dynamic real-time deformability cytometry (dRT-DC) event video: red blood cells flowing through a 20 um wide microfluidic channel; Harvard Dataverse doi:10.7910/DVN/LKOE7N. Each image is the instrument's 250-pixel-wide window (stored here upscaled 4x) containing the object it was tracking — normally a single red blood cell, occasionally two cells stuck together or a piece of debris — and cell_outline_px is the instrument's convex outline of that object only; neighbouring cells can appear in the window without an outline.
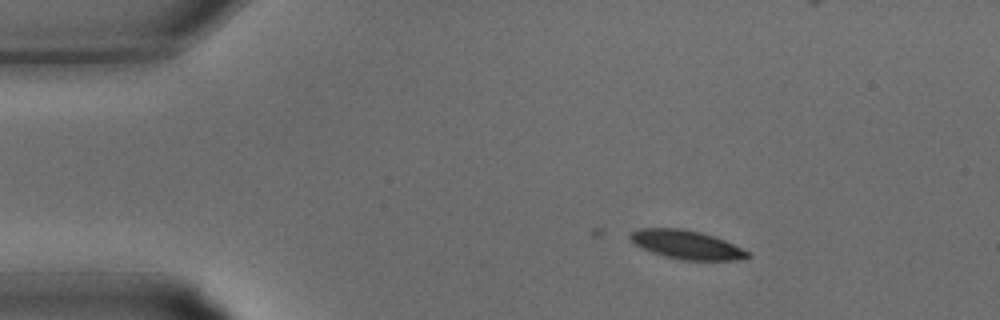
{"species": "common noctule bat (a hibernating species)", "species_latin": "Nyctalus noctula", "temperature_condition": "warm", "stored_images_in_passage": 23, "camera_frame_rate_fps": 3000, "um_per_image_px": 0.085, "animal": {"sex": "male", "body_mass_g": 15.6}, "frame": {"image": 1, "passage_image": 1, "time_ms": 0.0, "image_size_px": [1000, 320], "cell_outline_px": [[752, 256], [736, 260], [684, 260], [664, 256], [652, 252], [636, 244], [628, 236], [632, 232], [640, 228], [684, 228], [700, 232], [724, 240], [748, 252]], "centroid_in_image_um": [58.35, 20.79], "position_along_channel_um": 26.7, "area_um2": 19.31}}
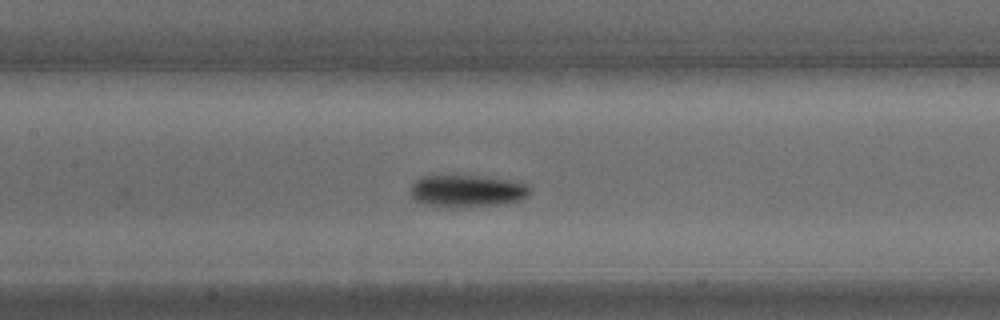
{"frame": {"image": 2, "passage_image": 11, "time_ms": 3.333, "image_size_px": [1000, 320], "cell_outline_px": [[532, 192], [524, 200], [504, 204], [472, 208], [440, 208], [424, 204], [416, 200], [412, 196], [412, 184], [420, 176], [480, 176], [512, 180], [528, 184]], "centroid_in_image_um": [39.77, 16.27], "position_along_channel_um": 167.6, "area_um2": 23.12}}
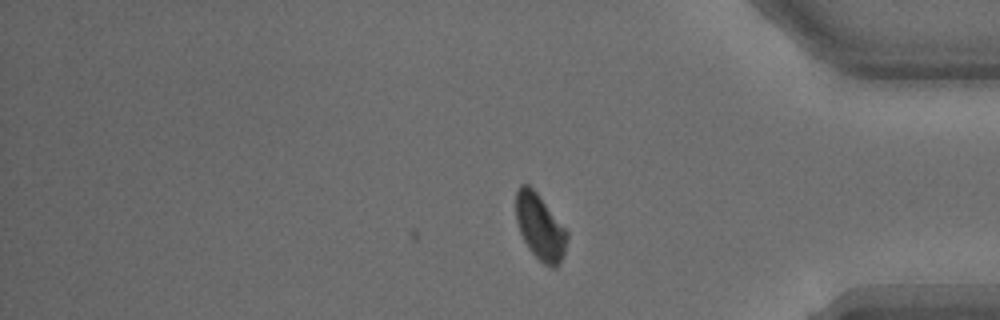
{"frame": {"image": 3, "passage_image": 23, "time_ms": 7.333, "image_size_px": [1000, 320], "cell_outline_px": [[568, 236], [564, 256], [560, 264], [556, 268], [552, 268], [544, 264], [528, 248], [520, 232], [516, 220], [516, 192], [520, 184], [528, 184], [536, 192], [568, 232]], "centroid_in_image_um": [45.91, 19.32], "position_along_channel_um": 389.3, "area_um2": 19.48}}